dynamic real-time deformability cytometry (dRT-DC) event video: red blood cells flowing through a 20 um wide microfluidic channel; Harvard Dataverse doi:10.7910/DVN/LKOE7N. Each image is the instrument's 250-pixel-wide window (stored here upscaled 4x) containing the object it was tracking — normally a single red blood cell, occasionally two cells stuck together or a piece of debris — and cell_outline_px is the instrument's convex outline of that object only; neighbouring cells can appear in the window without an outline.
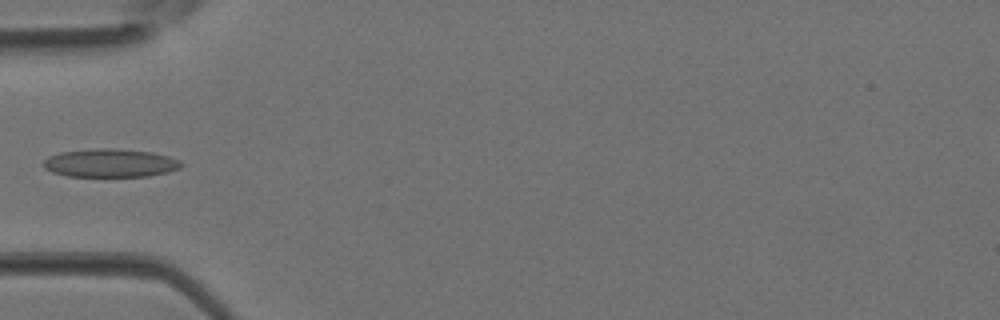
{"species": "Egyptian fruit bat (a non-hibernating species)", "species_latin": "Rousettus aegyptiacus", "temperature_condition": "room temperature", "stored_images_in_passage": 4, "camera_frame_rate_fps": 3000, "um_per_image_px": 0.085, "animal": {"sex": "female"}, "frame": {"image": 1, "passage_image": 4, "time_ms": 1.0, "image_size_px": [1000, 320], "cell_outline_px": [[184, 164], [180, 168], [168, 172], [148, 176], [68, 176], [52, 172], [44, 168], [44, 160], [48, 156], [60, 152], [96, 148], [116, 148], [152, 152], [168, 156], [180, 160]], "centroid_in_image_um": [9.39, 13.85], "position_along_channel_um": 75.6, "area_um2": 22.83}}